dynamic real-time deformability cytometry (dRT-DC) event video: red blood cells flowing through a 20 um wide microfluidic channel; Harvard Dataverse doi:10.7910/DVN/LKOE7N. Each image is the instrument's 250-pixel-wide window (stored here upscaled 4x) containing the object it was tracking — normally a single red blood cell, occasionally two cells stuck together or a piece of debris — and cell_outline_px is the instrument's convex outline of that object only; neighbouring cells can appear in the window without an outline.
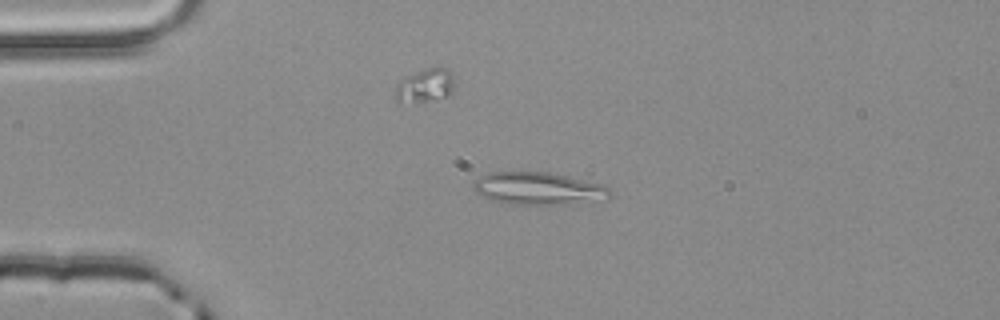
{"species": "common noctule bat (a hibernating species)", "species_latin": "Nyctalus noctula", "temperature_condition": "room temperature", "stored_images_in_passage": 3, "camera_frame_rate_fps": 3000, "um_per_image_px": 0.085, "animal": {"sex": "male", "body_mass_g": 20.4}, "frame": {"image": 1, "passage_image": 2, "time_ms": 0.333, "image_size_px": [1000, 320], "cell_outline_px": [[612, 196], [560, 204], [508, 204], [484, 196], [476, 192], [472, 188], [472, 180], [488, 172], [548, 172], [604, 184], [612, 192]], "centroid_in_image_um": [45.68, 15.99], "position_along_channel_um": 39.3, "area_um2": 25.37}}
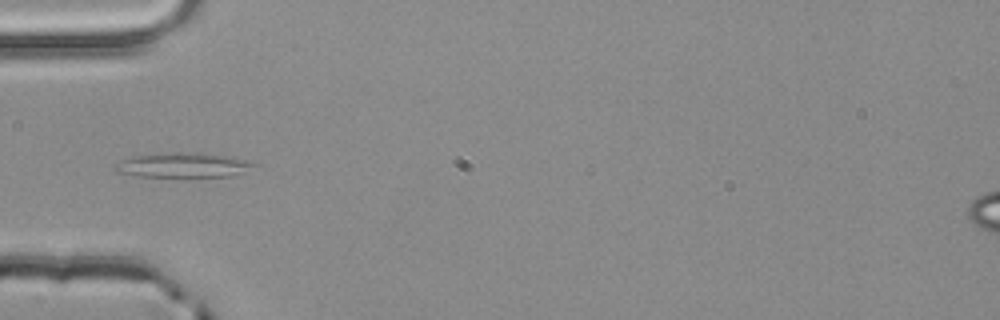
{"frame": {"image": 2, "passage_image": 3, "time_ms": 0.667, "image_size_px": [1000, 320], "cell_outline_px": [[260, 164], [232, 176], [140, 176], [116, 172], [112, 168], [120, 160], [132, 156], [188, 152], [232, 156], [248, 160]], "centroid_in_image_um": [15.58, 14.03], "position_along_channel_um": 69.4, "area_um2": 19.71}}